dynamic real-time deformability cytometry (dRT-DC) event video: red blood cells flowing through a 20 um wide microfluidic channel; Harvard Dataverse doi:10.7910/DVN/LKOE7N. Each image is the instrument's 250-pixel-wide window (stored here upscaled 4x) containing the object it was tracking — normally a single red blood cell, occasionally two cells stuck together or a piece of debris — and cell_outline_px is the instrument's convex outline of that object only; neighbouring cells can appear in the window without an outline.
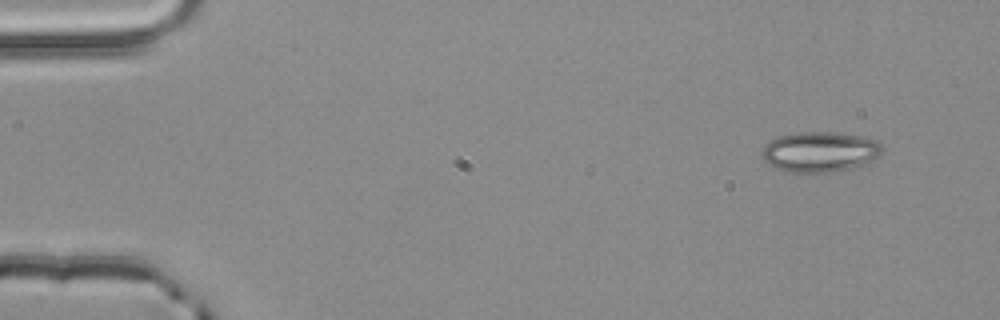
{"species": "common noctule bat (a hibernating species)", "species_latin": "Nyctalus noctula", "temperature_condition": "room temperature", "stored_images_in_passage": 3, "camera_frame_rate_fps": 3000, "um_per_image_px": 0.085, "animal": {"sex": "male", "body_mass_g": 20.4}, "frame": {"image": 1, "passage_image": 1, "time_ms": 0.0, "image_size_px": [1000, 320], "cell_outline_px": [[884, 152], [872, 160], [864, 164], [848, 168], [828, 172], [788, 172], [776, 168], [768, 164], [760, 156], [764, 148], [772, 140], [780, 136], [800, 132], [836, 132], [860, 136], [876, 140], [884, 148]], "centroid_in_image_um": [69.71, 12.9], "position_along_channel_um": 15.3, "area_um2": 28.03}}